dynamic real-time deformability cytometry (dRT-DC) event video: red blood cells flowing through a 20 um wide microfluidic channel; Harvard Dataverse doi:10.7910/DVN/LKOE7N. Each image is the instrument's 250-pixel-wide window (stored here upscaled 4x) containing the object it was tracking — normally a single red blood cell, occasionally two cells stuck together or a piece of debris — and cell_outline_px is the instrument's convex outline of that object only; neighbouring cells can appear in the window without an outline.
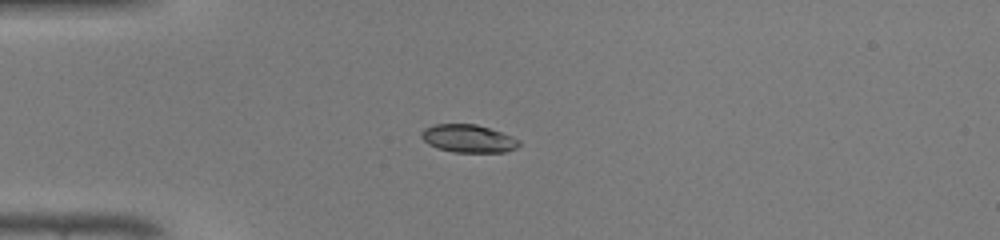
{"species": "common noctule bat (a hibernating species)", "species_latin": "Nyctalus noctula", "temperature_condition": "warm", "stored_images_in_passage": 36, "camera_frame_rate_fps": 3000, "um_per_image_px": 0.085, "animal": {"sex": "male", "body_mass_g": 19.0, "forearm_length_mm": 50.8}, "frame": {"image": 1, "passage_image": 1, "time_ms": 0.0, "image_size_px": [1000, 240], "cell_outline_px": [[520, 144], [516, 148], [504, 152], [452, 152], [436, 148], [428, 144], [420, 136], [420, 132], [424, 128], [436, 124], [476, 124], [512, 136], [520, 140]], "centroid_in_image_um": [39.78, 11.78], "position_along_channel_um": 45.2, "area_um2": 15.9}}
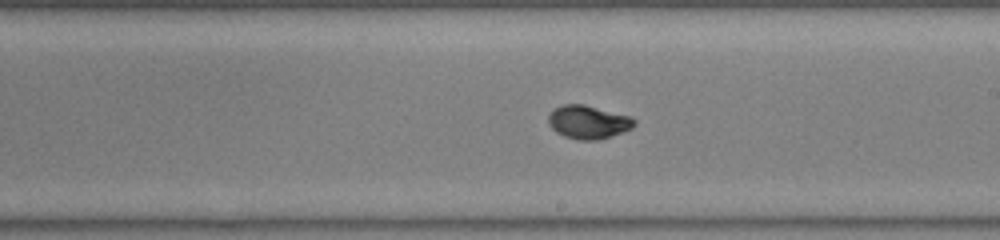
{"frame": {"image": 2, "passage_image": 16, "time_ms": 5.0, "image_size_px": [1000, 240], "cell_outline_px": [[636, 124], [632, 128], [596, 140], [580, 140], [564, 136], [556, 132], [548, 124], [548, 116], [556, 108], [564, 104], [584, 104], [632, 116], [636, 120]], "centroid_in_image_um": [50.01, 10.36], "position_along_channel_um": 239.0, "area_um2": 16.59}}
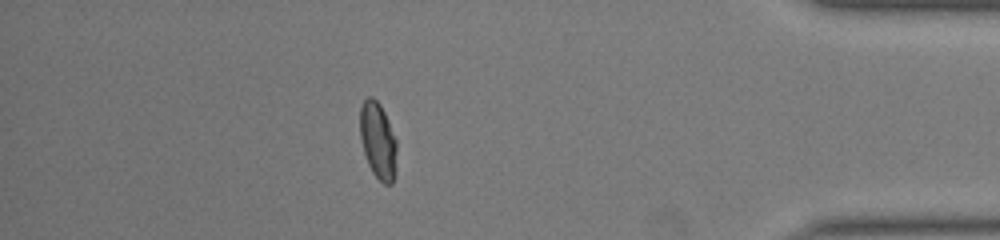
{"frame": {"image": 3, "passage_image": 30, "time_ms": 9.667, "image_size_px": [1000, 240], "cell_outline_px": [[396, 172], [392, 184], [384, 184], [372, 172], [368, 164], [360, 140], [360, 108], [364, 100], [368, 96], [372, 96], [380, 104], [384, 112], [396, 140]], "centroid_in_image_um": [32.12, 11.96], "position_along_channel_um": 403.1, "area_um2": 16.42}, "authors_computed_cell_mechanics": {"area_um2": 16.184, "velocity_mm_per_s": 4.329, "shape_relaxation_time_tau1_ms": 3.0016, "shape_relaxation_time_tau2_ms": 0.5517, "deformation_change_tau1": 0.18, "deformation_change_tau2": 0.0332}}